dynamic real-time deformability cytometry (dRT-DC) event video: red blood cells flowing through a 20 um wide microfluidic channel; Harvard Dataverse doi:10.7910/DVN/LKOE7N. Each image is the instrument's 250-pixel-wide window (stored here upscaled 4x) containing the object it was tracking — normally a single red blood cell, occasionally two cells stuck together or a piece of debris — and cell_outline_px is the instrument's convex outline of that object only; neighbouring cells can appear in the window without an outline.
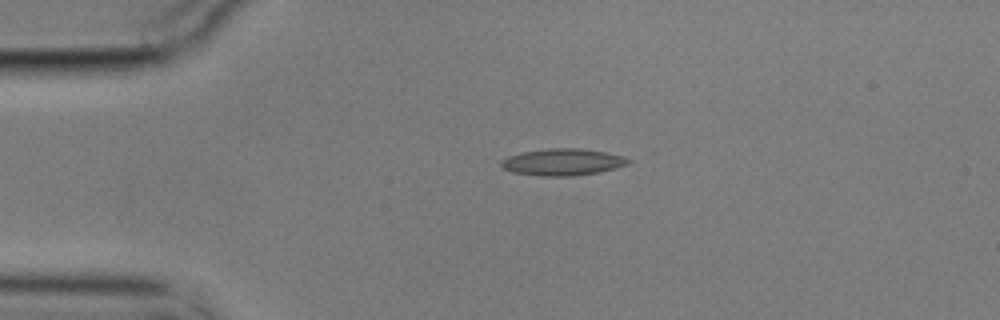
{"species": "common noctule bat (a hibernating species)", "species_latin": "Nyctalus noctula", "temperature_condition": "cold", "stored_images_in_passage": 45, "camera_frame_rate_fps": 3000, "um_per_image_px": 0.085, "animal": {"sex": "male", "body_mass_g": 17.9}, "frame": {"image": 1, "passage_image": 1, "time_ms": 0.0, "image_size_px": [1000, 320], "cell_outline_px": [[632, 160], [628, 164], [616, 168], [596, 172], [572, 176], [540, 176], [512, 172], [504, 168], [500, 164], [500, 160], [508, 156], [520, 152], [548, 148], [580, 148], [608, 152], [624, 156]], "centroid_in_image_um": [47.82, 13.76], "position_along_channel_um": 37.2, "area_um2": 20.0}}
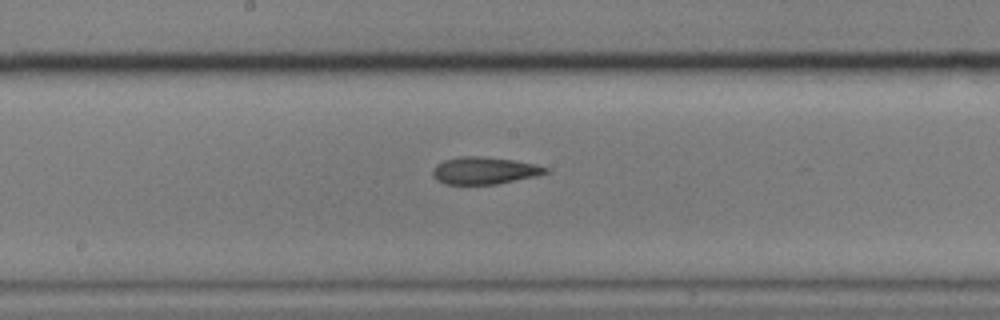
{"frame": {"image": 2, "passage_image": 18, "time_ms": 5.667, "image_size_px": [1000, 320], "cell_outline_px": [[548, 172], [536, 176], [496, 184], [444, 184], [436, 180], [432, 176], [432, 172], [436, 164], [444, 160], [456, 156], [484, 156], [512, 160], [536, 164], [548, 168]], "centroid_in_image_um": [41.13, 14.49], "position_along_channel_um": 207.1, "area_um2": 17.98}}
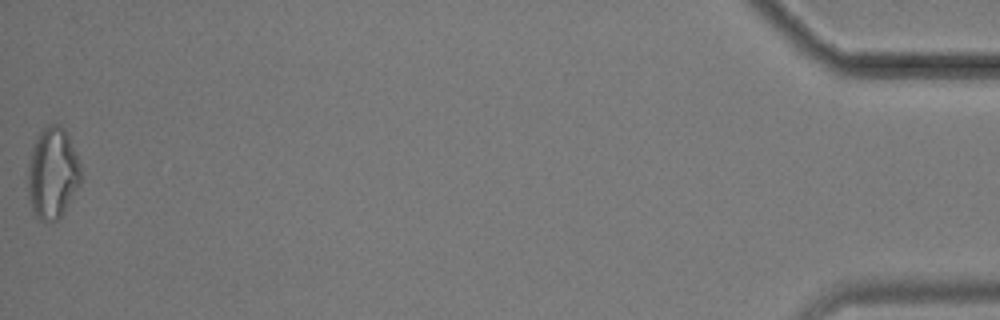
{"frame": {"image": 3, "passage_image": 45, "time_ms": 14.667, "image_size_px": [1000, 320], "cell_outline_px": [[80, 184], [60, 216], [56, 220], [40, 220], [36, 216], [32, 208], [28, 196], [28, 164], [32, 144], [40, 132], [48, 124], [56, 124], [64, 128], [68, 136], [80, 164]], "centroid_in_image_um": [4.44, 14.69], "position_along_channel_um": 430.8, "area_um2": 27.8}, "authors_computed_cell_mechanics": {"area_um2": 18.6694, "velocity_mm_per_s": 3.5474, "shape_relaxation_time_tau1_ms": 5.3076, "shape_relaxation_time_tau2_ms": 4.3074, "deformation_change_tau1": 0.1417, "deformation_change_tau2": 0.139}}